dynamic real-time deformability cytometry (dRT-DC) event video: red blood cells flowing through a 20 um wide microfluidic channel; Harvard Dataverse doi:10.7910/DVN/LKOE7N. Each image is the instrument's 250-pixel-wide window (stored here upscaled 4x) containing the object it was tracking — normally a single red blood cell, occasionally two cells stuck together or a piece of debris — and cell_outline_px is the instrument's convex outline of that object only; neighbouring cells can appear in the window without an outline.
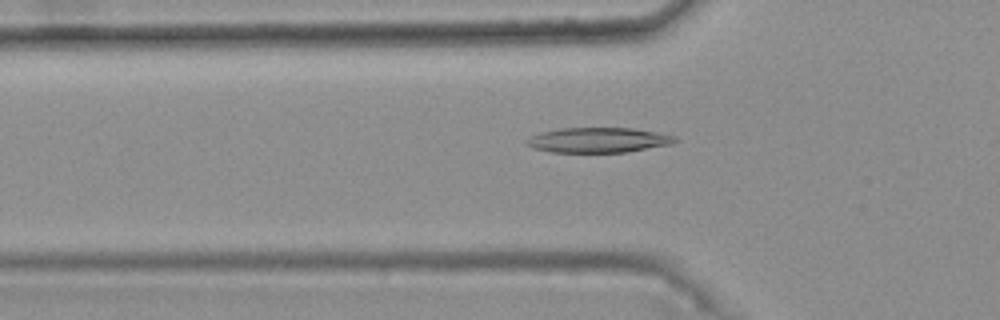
{"species": "common noctule bat (a hibernating species)", "species_latin": "Nyctalus noctula", "temperature_condition": "warm", "stored_images_in_passage": 39, "camera_frame_rate_fps": 3000, "um_per_image_px": 0.085, "animal": {"sex": "female", "body_mass_g": 25.1}, "frame": {"image": 1, "passage_image": 8, "time_ms": 2.333, "image_size_px": [1000, 320], "cell_outline_px": [[680, 140], [672, 144], [624, 152], [548, 152], [532, 148], [524, 144], [524, 140], [540, 132], [560, 128], [632, 128], [676, 136]], "centroid_in_image_um": [50.81, 11.91], "position_along_channel_um": 75.0, "area_um2": 21.73}}
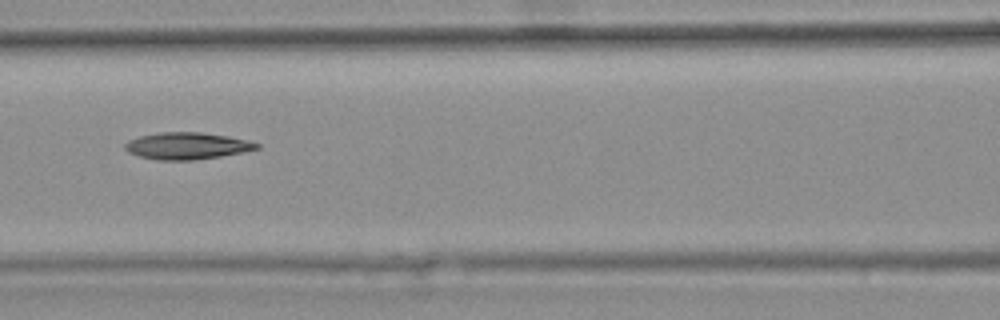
{"frame": {"image": 2, "passage_image": 14, "time_ms": 4.333, "image_size_px": [1000, 320], "cell_outline_px": [[260, 148], [220, 156], [192, 160], [156, 160], [140, 156], [128, 152], [124, 148], [124, 144], [128, 140], [140, 136], [160, 132], [200, 132], [228, 136], [260, 144]], "centroid_in_image_um": [15.84, 12.39], "position_along_channel_um": 150.8, "area_um2": 20.4}}
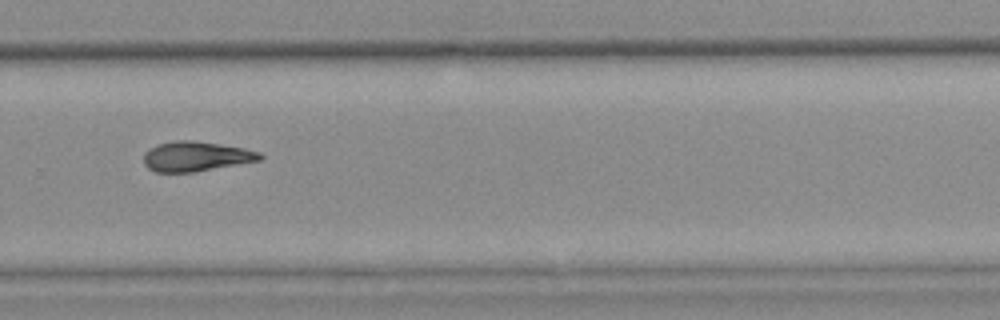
{"frame": {"image": 3, "passage_image": 27, "time_ms": 8.667, "image_size_px": [1000, 320], "cell_outline_px": [[264, 156], [260, 160], [196, 172], [156, 172], [148, 168], [144, 164], [144, 152], [148, 148], [156, 144], [176, 140], [192, 140], [220, 144], [244, 148], [260, 152]], "centroid_in_image_um": [16.63, 13.29], "position_along_channel_um": 313.2, "area_um2": 20.35}}